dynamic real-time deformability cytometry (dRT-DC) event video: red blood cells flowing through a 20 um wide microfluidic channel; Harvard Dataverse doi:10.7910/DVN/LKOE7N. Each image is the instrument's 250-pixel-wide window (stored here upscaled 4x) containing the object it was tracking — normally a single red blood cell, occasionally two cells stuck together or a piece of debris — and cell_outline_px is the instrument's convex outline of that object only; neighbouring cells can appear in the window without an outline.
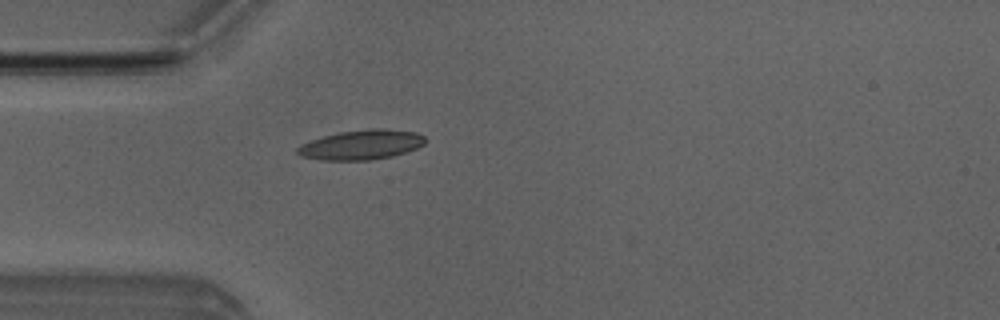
{"species": "Egyptian fruit bat (a non-hibernating species)", "species_latin": "Rousettus aegyptiacus", "temperature_condition": "room temperature", "stored_images_in_passage": 5, "camera_frame_rate_fps": 3000, "um_per_image_px": 0.085, "animal": {"sex": "male"}, "frame": {"image": 1, "passage_image": 5, "time_ms": 4.667, "image_size_px": [1000, 320], "cell_outline_px": [[428, 140], [424, 144], [416, 148], [392, 156], [372, 160], [320, 160], [300, 156], [296, 152], [296, 148], [300, 144], [324, 136], [340, 132], [368, 128], [384, 128], [416, 132], [424, 136]], "centroid_in_image_um": [30.72, 12.3], "position_along_channel_um": 54.3, "area_um2": 22.25}}